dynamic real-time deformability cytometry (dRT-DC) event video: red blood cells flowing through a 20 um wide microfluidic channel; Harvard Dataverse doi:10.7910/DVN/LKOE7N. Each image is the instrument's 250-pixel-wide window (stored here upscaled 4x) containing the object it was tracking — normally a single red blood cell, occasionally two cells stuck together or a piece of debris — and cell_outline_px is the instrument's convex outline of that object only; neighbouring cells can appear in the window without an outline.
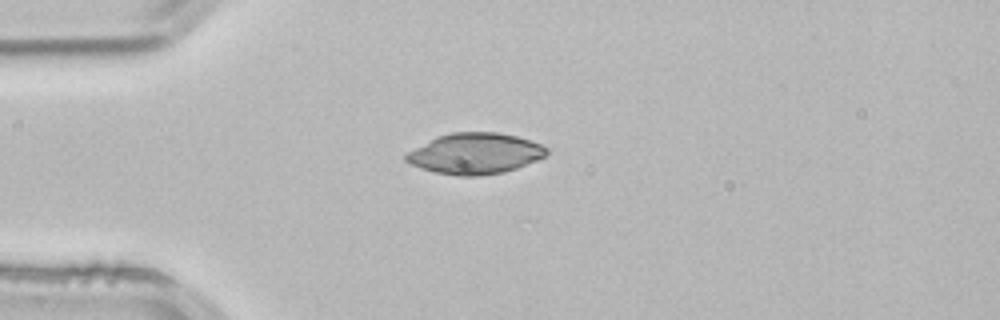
{"species": "common noctule bat (a hibernating species)", "species_latin": "Nyctalus noctula", "temperature_condition": "room temperature", "stored_images_in_passage": 1, "camera_frame_rate_fps": 3000, "um_per_image_px": 0.085, "animal": {"sex": "male", "body_mass_g": 21.5, "forearm_length_mm": 52.0}, "frame": {"image": 1, "passage_image": 1, "time_ms": 0.0, "image_size_px": [1000, 320], "cell_outline_px": [[548, 152], [544, 156], [536, 160], [516, 168], [504, 172], [480, 176], [456, 176], [436, 172], [412, 164], [404, 160], [404, 156], [408, 152], [436, 136], [452, 132], [500, 132], [516, 136], [540, 144], [548, 148]], "centroid_in_image_um": [40.38, 13.05], "position_along_channel_um": 44.6, "area_um2": 33.29}}